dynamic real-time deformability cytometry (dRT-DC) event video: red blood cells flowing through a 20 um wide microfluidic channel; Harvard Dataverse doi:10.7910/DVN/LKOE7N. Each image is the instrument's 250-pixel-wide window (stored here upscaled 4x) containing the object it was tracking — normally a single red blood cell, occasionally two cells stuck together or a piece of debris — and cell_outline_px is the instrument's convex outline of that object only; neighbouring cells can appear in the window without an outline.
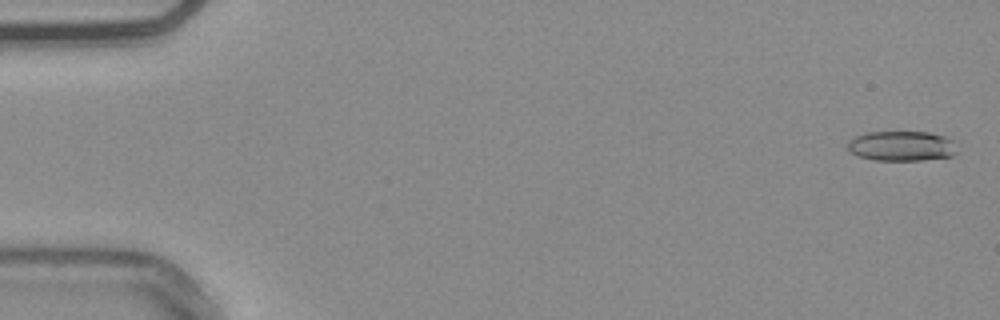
{"species": "common noctule bat (a hibernating species)", "species_latin": "Nyctalus noctula", "temperature_condition": "warm", "stored_images_in_passage": 55, "camera_frame_rate_fps": 3000, "um_per_image_px": 0.085, "animal": {"sex": "male", "body_mass_g": 20.4}, "frame": {"image": 1, "passage_image": 2, "time_ms": 0.333, "image_size_px": [1000, 320], "cell_outline_px": [[956, 152], [952, 156], [920, 160], [872, 160], [860, 156], [852, 152], [848, 148], [848, 144], [856, 136], [864, 132], [928, 132], [944, 136], [952, 140]], "centroid_in_image_um": [76.64, 12.41], "position_along_channel_um": 8.4, "area_um2": 18.84}}
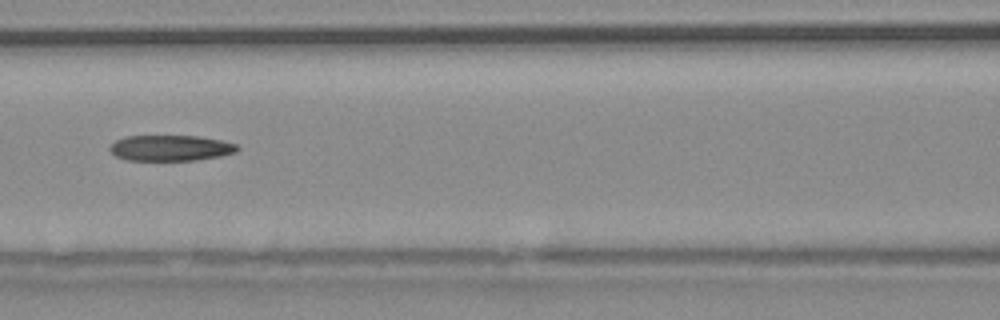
{"frame": {"image": 2, "passage_image": 25, "time_ms": 8.0, "image_size_px": [1000, 320], "cell_outline_px": [[240, 148], [236, 152], [220, 156], [196, 160], [128, 160], [116, 156], [108, 148], [116, 140], [124, 136], [196, 136], [220, 140], [236, 144]], "centroid_in_image_um": [14.5, 12.58], "position_along_channel_um": 152.1, "area_um2": 19.02}}
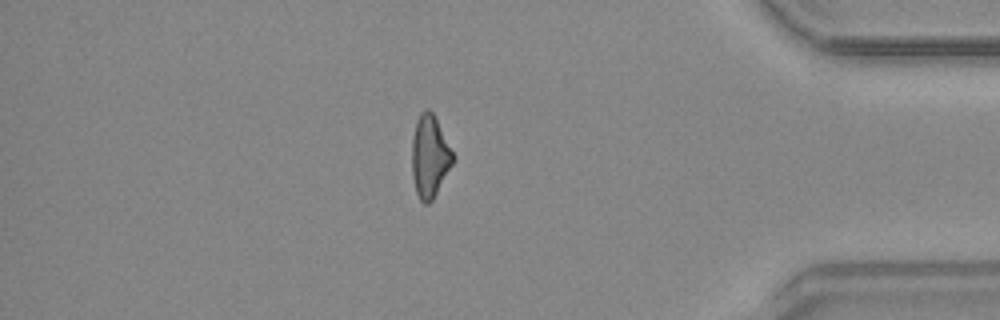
{"frame": {"image": 3, "passage_image": 47, "time_ms": 15.333, "image_size_px": [1000, 320], "cell_outline_px": [[452, 164], [432, 200], [428, 204], [424, 204], [420, 200], [416, 192], [412, 176], [412, 136], [416, 120], [420, 112], [424, 108], [428, 108], [432, 112], [452, 152]], "centroid_in_image_um": [36.47, 13.28], "position_along_channel_um": 398.7, "area_um2": 19.25}, "authors_computed_cell_mechanics": {"area_um2": 19.8832, "velocity_mm_per_s": 3.8143, "shape_relaxation_time_tau1_ms": null, "shape_relaxation_time_tau2_ms": 11.0535, "deformation_change_tau1": null, "deformation_change_tau2": 0.2705}}